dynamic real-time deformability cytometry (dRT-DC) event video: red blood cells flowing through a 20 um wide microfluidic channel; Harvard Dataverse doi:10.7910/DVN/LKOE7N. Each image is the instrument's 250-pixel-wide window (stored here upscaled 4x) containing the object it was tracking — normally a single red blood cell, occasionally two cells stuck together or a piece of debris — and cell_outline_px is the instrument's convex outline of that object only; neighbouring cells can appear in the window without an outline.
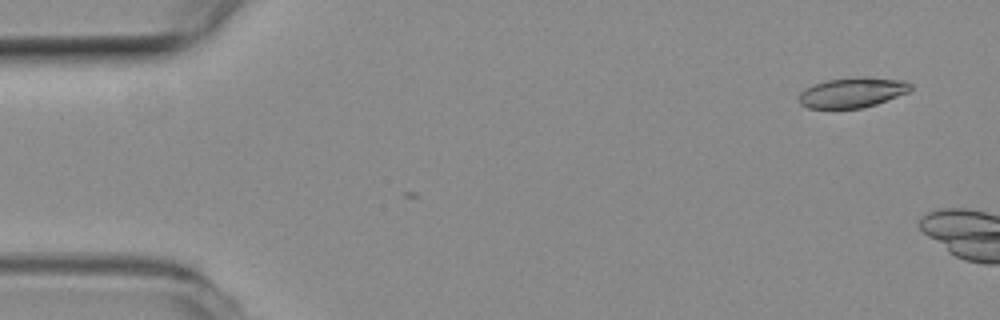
{"species": "common noctule bat (a hibernating species)", "species_latin": "Nyctalus noctula", "temperature_condition": "room temperature", "stored_images_in_passage": 5, "camera_frame_rate_fps": 3000, "um_per_image_px": 0.085, "animal": {"sex": "female", "body_mass_g": 19.3, "forearm_length_mm": 54.1}, "frame": {"image": 1, "passage_image": 1, "time_ms": 0.0, "image_size_px": [1000, 320], "cell_outline_px": [[912, 88], [908, 92], [876, 104], [860, 108], [808, 108], [800, 104], [796, 96], [804, 88], [812, 84], [828, 80], [864, 76], [904, 80], [912, 84]], "centroid_in_image_um": [72.41, 7.85], "position_along_channel_um": 12.6, "area_um2": 19.77}}